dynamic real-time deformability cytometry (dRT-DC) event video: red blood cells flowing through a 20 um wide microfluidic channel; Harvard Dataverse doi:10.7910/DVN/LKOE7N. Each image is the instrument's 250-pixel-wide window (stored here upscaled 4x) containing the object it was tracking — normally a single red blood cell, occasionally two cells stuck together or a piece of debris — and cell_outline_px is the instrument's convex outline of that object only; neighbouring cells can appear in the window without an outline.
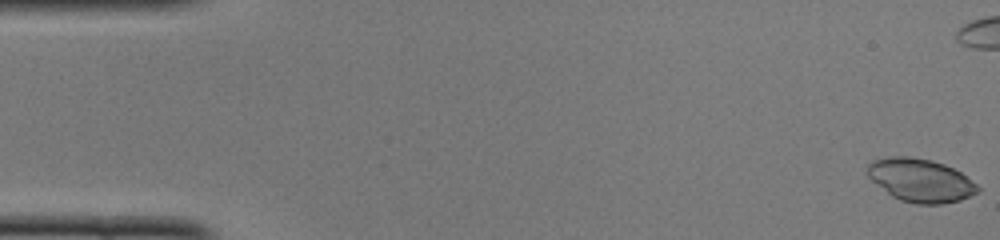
{"species": "common noctule bat (a hibernating species)", "species_latin": "Nyctalus noctula", "temperature_condition": "cold", "stored_images_in_passage": 40, "camera_frame_rate_fps": 3000, "um_per_image_px": 0.085, "animal": {"sex": "female", "body_mass_g": 22.0, "forearm_length_mm": 56.7}, "frame": {"image": 1, "passage_image": 1, "time_ms": 0.0, "image_size_px": [1000, 240], "cell_outline_px": [[980, 192], [960, 200], [940, 204], [916, 204], [900, 200], [892, 196], [872, 180], [864, 172], [868, 164], [872, 160], [888, 156], [908, 156], [932, 160], [944, 164], [960, 172], [976, 184], [980, 188]], "centroid_in_image_um": [78.22, 15.32], "position_along_channel_um": 6.8, "area_um2": 27.86}}
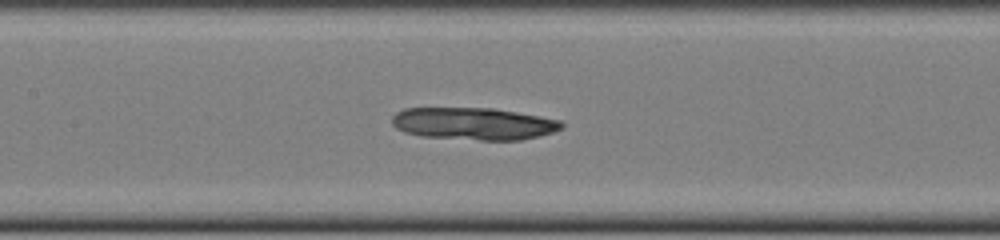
{"frame": {"image": 2, "passage_image": 23, "time_ms": 7.333, "image_size_px": [1000, 240], "cell_outline_px": [[564, 128], [540, 136], [520, 140], [480, 140], [420, 136], [404, 132], [396, 128], [392, 124], [392, 116], [396, 112], [404, 108], [492, 108], [516, 112], [560, 120], [564, 124]], "centroid_in_image_um": [40.24, 10.51], "position_along_channel_um": 167.2, "area_um2": 31.96}}